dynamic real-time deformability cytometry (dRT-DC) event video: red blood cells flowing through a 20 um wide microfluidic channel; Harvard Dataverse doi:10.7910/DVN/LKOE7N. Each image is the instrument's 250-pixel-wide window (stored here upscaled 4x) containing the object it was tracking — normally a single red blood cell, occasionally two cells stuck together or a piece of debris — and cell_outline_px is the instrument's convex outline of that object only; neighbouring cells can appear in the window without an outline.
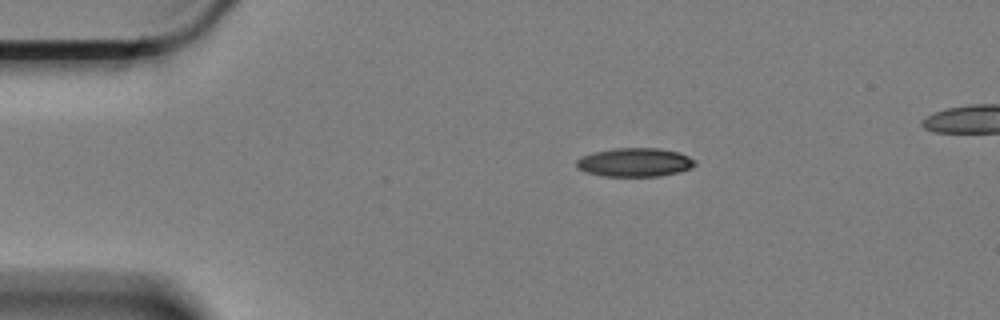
{"species": "Egyptian fruit bat (a non-hibernating species)", "species_latin": "Rousettus aegyptiacus", "temperature_condition": "cold", "stored_images_in_passage": 7, "camera_frame_rate_fps": 3000, "um_per_image_px": 0.085, "animal": {"sex": "female"}, "frame": {"image": 1, "passage_image": 1, "time_ms": 0.0, "image_size_px": [1000, 320], "cell_outline_px": [[696, 164], [692, 168], [680, 172], [660, 176], [600, 176], [584, 172], [576, 168], [576, 160], [580, 156], [592, 152], [616, 148], [660, 148], [680, 152], [696, 160]], "centroid_in_image_um": [53.94, 13.8], "position_along_channel_um": 31.1, "area_um2": 20.23}}
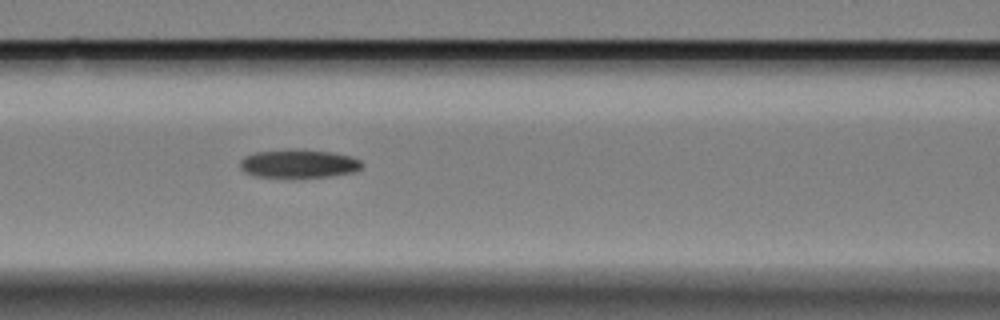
{"frame": {"image": 2, "passage_image": 5, "time_ms": 1.333, "image_size_px": [1000, 320], "cell_outline_px": [[364, 164], [356, 172], [328, 176], [256, 176], [244, 172], [240, 168], [240, 160], [244, 156], [256, 152], [292, 148], [296, 148], [332, 152], [352, 156], [360, 160]], "centroid_in_image_um": [25.4, 13.88], "position_along_channel_um": 141.2, "area_um2": 20.17}}
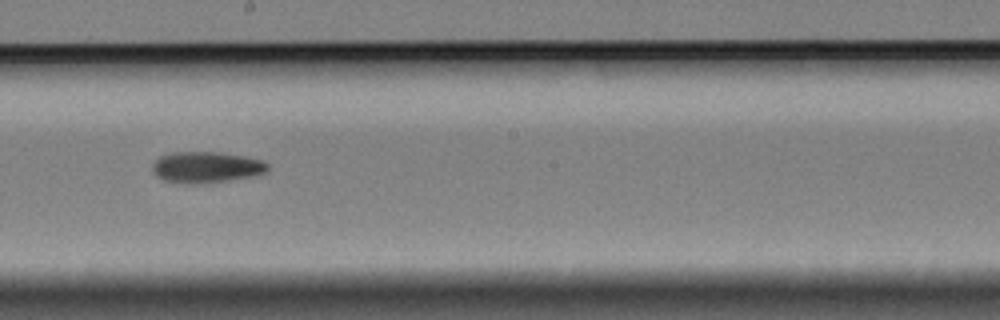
{"frame": {"image": 3, "passage_image": 7, "time_ms": 2.0, "image_size_px": [1000, 320], "cell_outline_px": [[268, 168], [264, 172], [248, 176], [224, 180], [192, 184], [164, 180], [156, 176], [152, 172], [152, 164], [160, 156], [172, 152], [220, 152], [244, 156], [264, 160], [268, 164]], "centroid_in_image_um": [17.48, 14.19], "position_along_channel_um": 230.7, "area_um2": 20.58}}